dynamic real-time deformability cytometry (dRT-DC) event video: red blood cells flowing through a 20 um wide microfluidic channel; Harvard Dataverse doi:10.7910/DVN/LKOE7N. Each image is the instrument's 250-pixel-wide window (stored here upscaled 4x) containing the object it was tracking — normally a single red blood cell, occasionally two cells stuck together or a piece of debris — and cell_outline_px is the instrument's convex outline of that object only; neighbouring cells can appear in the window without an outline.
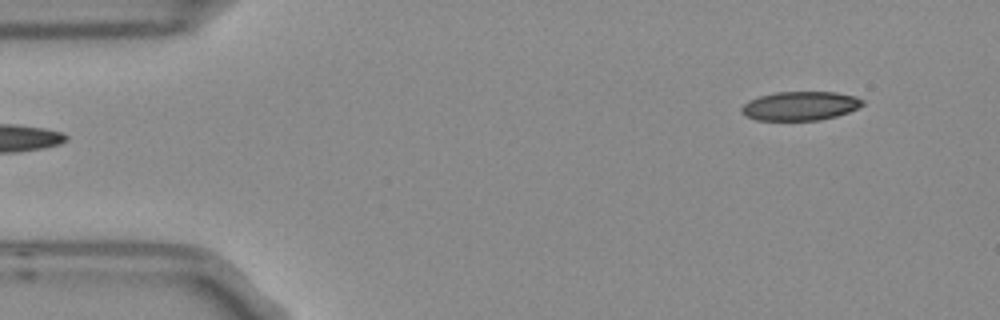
{"species": "Egyptian fruit bat (a non-hibernating species)", "species_latin": "Rousettus aegyptiacus", "temperature_condition": "room temperature", "stored_images_in_passage": 6, "segment_of_instrument_passage": [2, 2], "camera_frame_rate_fps": 3000, "um_per_image_px": 0.085, "frame": {"image": 1, "passage_image": 6, "time_ms": 1.667, "image_size_px": [1000, 320], "cell_outline_px": [[864, 104], [848, 112], [836, 116], [820, 120], [756, 120], [744, 116], [740, 112], [740, 108], [748, 100], [760, 96], [776, 92], [836, 92], [856, 96], [864, 100]], "centroid_in_image_um": [67.99, 9.0], "position_along_channel_um": 17.0, "area_um2": 20.52}}